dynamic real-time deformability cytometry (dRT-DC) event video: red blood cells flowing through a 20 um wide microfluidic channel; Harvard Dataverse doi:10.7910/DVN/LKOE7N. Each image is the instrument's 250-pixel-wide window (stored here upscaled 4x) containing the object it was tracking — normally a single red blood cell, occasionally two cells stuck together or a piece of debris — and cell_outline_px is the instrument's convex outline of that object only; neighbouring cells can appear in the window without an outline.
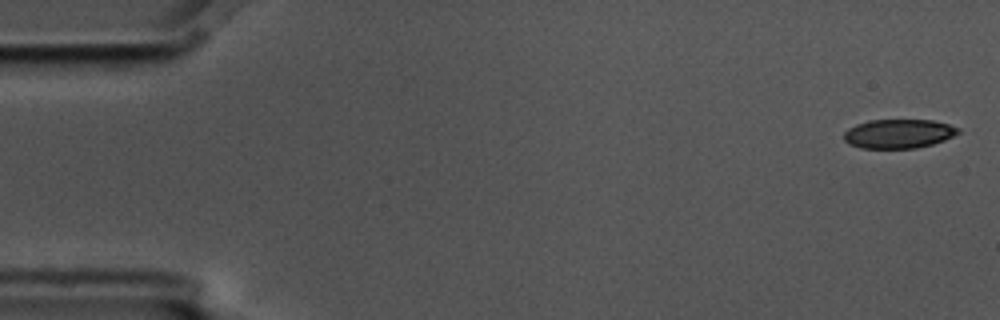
{"species": "common noctule bat (a hibernating species)", "species_latin": "Nyctalus noctula", "temperature_condition": "cold", "stored_images_in_passage": 5, "camera_frame_rate_fps": 3000, "um_per_image_px": 0.085, "animal": {"sex": "male", "body_mass_g": 17.5, "forearm_length_mm": 52.3}, "frame": {"image": 1, "passage_image": 1, "time_ms": 0.0, "image_size_px": [1000, 320], "cell_outline_px": [[960, 132], [944, 140], [932, 144], [916, 148], [860, 148], [848, 144], [844, 140], [844, 132], [848, 128], [856, 124], [868, 120], [932, 120], [948, 124], [960, 128]], "centroid_in_image_um": [76.35, 11.36], "position_along_channel_um": 8.6, "area_um2": 19.42}}
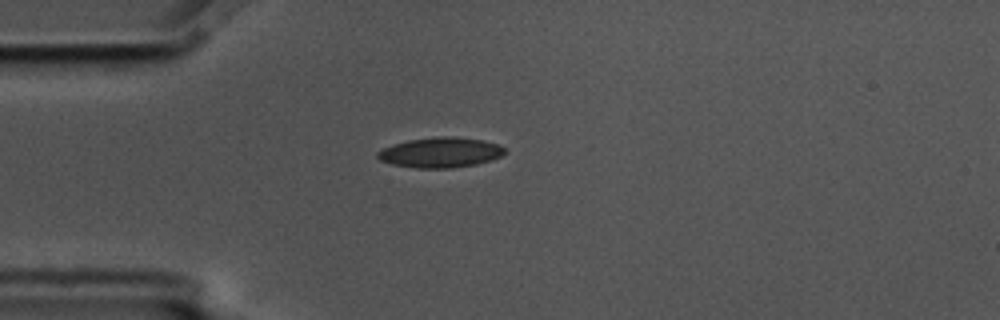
{"frame": {"image": 2, "passage_image": 5, "time_ms": 1.333, "image_size_px": [1000, 320], "cell_outline_px": [[504, 152], [500, 156], [492, 160], [476, 164], [452, 168], [416, 168], [392, 164], [380, 160], [376, 156], [376, 152], [384, 148], [408, 140], [436, 136], [452, 136], [484, 140], [496, 144], [504, 148]], "centroid_in_image_um": [37.43, 12.96], "position_along_channel_um": 47.6, "area_um2": 22.25}}